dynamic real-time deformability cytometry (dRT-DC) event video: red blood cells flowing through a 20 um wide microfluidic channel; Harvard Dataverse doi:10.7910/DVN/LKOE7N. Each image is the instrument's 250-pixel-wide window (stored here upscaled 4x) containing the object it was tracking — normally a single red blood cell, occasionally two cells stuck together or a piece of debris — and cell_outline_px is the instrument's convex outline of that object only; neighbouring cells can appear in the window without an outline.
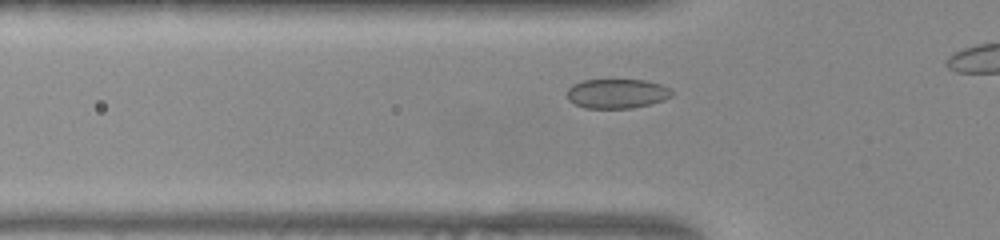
{"species": "common noctule bat (a hibernating species)", "species_latin": "Nyctalus noctula", "temperature_condition": "warm", "stored_images_in_passage": 15, "camera_frame_rate_fps": 3000, "um_per_image_px": 0.085, "animal": {"sex": "female", "body_mass_g": 22.0, "forearm_length_mm": 56.7}, "frame": {"image": 1, "passage_image": 9, "time_ms": 2.667, "image_size_px": [1000, 240], "cell_outline_px": [[672, 96], [664, 100], [652, 104], [632, 108], [584, 108], [568, 100], [568, 88], [572, 84], [584, 80], [644, 80], [660, 84], [672, 88]], "centroid_in_image_um": [52.47, 7.96], "position_along_channel_um": 73.3, "area_um2": 18.09}}
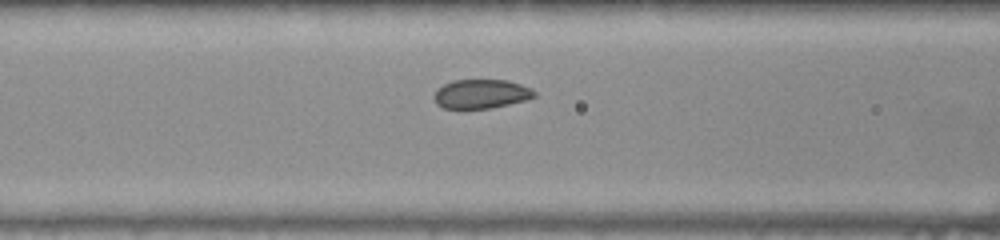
{"frame": {"image": 2, "passage_image": 13, "time_ms": 4.0, "image_size_px": [1000, 240], "cell_outline_px": [[536, 96], [528, 100], [492, 108], [444, 108], [436, 104], [436, 88], [452, 80], [508, 80], [532, 88], [536, 92]], "centroid_in_image_um": [40.95, 7.98], "position_along_channel_um": 125.6, "area_um2": 17.05}}